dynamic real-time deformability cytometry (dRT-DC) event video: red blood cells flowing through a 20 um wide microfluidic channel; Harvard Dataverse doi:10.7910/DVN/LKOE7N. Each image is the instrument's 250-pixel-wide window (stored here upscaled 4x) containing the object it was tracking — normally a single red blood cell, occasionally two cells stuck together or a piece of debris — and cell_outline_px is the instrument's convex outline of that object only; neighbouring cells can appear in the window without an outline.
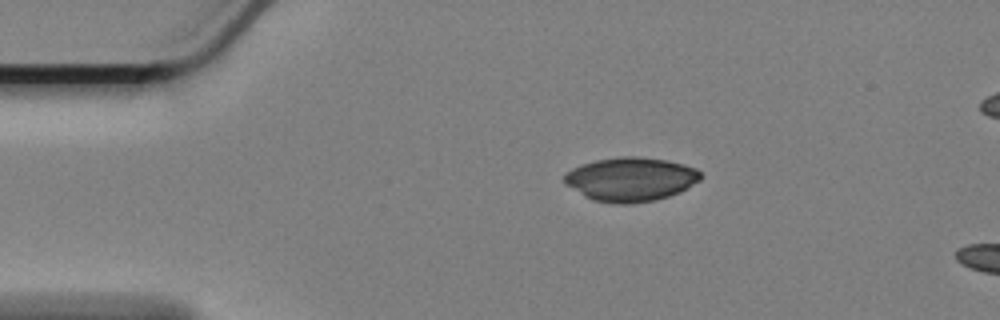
{"species": "Egyptian fruit bat (a non-hibernating species)", "species_latin": "Rousettus aegyptiacus", "temperature_condition": "cold", "stored_images_in_passage": 6, "camera_frame_rate_fps": 3000, "um_per_image_px": 0.085, "animal": {"sex": "female"}, "frame": {"image": 1, "passage_image": 1, "time_ms": 0.0, "image_size_px": [1000, 320], "cell_outline_px": [[700, 180], [680, 192], [656, 200], [628, 204], [616, 204], [592, 200], [584, 196], [568, 184], [564, 180], [564, 176], [572, 168], [596, 160], [620, 156], [636, 156], [668, 160], [696, 168], [700, 172]], "centroid_in_image_um": [53.63, 15.24], "position_along_channel_um": 31.4, "area_um2": 34.68}}